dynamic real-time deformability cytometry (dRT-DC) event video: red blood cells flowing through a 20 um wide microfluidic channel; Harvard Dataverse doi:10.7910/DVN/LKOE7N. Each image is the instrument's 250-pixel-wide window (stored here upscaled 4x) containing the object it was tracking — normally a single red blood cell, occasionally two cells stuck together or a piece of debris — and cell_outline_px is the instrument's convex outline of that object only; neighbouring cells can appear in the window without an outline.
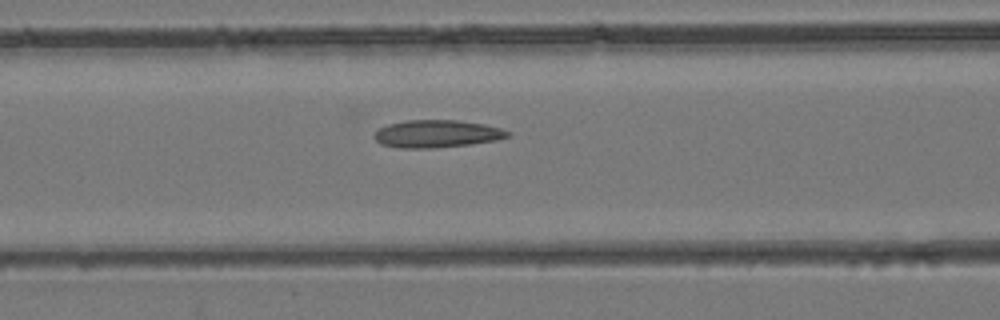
{"species": "common noctule bat (a hibernating species)", "species_latin": "Nyctalus noctula", "temperature_condition": "room temperature", "stored_images_in_passage": 37, "camera_frame_rate_fps": 3000, "um_per_image_px": 0.085, "animal": {"sex": "female", "body_mass_g": 24.6, "forearm_length_mm": 56.2}, "frame": {"image": 1, "passage_image": 12, "time_ms": 3.667, "image_size_px": [1000, 320], "cell_outline_px": [[512, 136], [496, 140], [472, 144], [432, 148], [400, 148], [380, 144], [372, 136], [380, 128], [388, 124], [408, 120], [456, 120], [484, 124], [500, 128], [512, 132]], "centroid_in_image_um": [37.16, 11.37], "position_along_channel_um": 129.4, "area_um2": 21.5}}
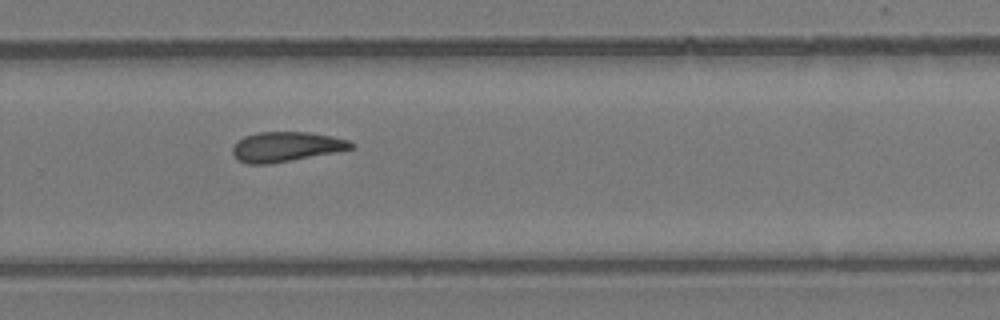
{"frame": {"image": 2, "passage_image": 23, "time_ms": 7.333, "image_size_px": [1000, 320], "cell_outline_px": [[356, 148], [336, 152], [268, 164], [248, 164], [240, 160], [232, 152], [232, 148], [244, 136], [256, 132], [308, 132], [332, 136], [348, 140], [356, 144]], "centroid_in_image_um": [24.37, 12.46], "position_along_channel_um": 305.4, "area_um2": 20.46}}
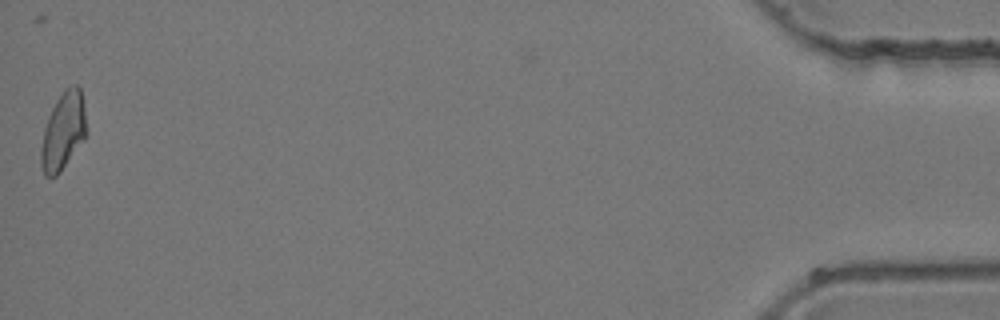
{"frame": {"image": 3, "passage_image": 37, "time_ms": 12.0, "image_size_px": [1000, 320], "cell_outline_px": [[84, 140], [60, 172], [56, 176], [44, 176], [40, 164], [40, 148], [44, 128], [48, 116], [56, 100], [64, 88], [72, 84], [76, 84], [80, 88], [84, 108]], "centroid_in_image_um": [5.33, 11.15], "position_along_channel_um": 429.9, "area_um2": 20.35}}